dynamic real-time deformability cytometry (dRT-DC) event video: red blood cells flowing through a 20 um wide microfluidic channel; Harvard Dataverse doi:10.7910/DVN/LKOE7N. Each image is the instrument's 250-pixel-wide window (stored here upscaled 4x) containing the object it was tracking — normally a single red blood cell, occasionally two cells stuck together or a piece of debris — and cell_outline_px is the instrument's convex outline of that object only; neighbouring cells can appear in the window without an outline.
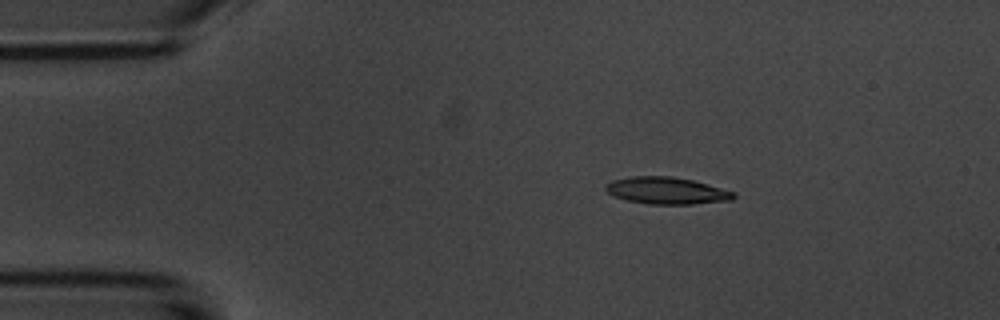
{"species": "common noctule bat (a hibernating species)", "species_latin": "Nyctalus noctula", "temperature_condition": "room temperature", "stored_images_in_passage": 5, "camera_frame_rate_fps": 3000, "um_per_image_px": 0.085, "animal": {"sex": "male", "body_mass_g": 20.1, "forearm_length_mm": 53.5}, "frame": {"image": 1, "passage_image": 2, "time_ms": 1.333, "image_size_px": [1000, 320], "cell_outline_px": [[736, 196], [732, 200], [692, 204], [648, 204], [628, 200], [616, 196], [608, 192], [604, 188], [612, 180], [632, 176], [672, 176], [692, 180], [708, 184], [736, 192]], "centroid_in_image_um": [56.71, 16.2], "position_along_channel_um": 28.3, "area_um2": 20.0}}
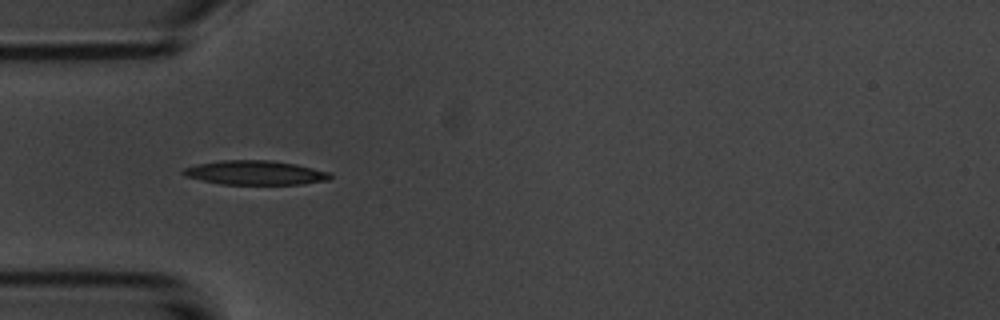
{"frame": {"image": 2, "passage_image": 4, "time_ms": 3.667, "image_size_px": [1000, 320], "cell_outline_px": [[332, 176], [328, 180], [300, 184], [220, 184], [184, 176], [180, 172], [184, 168], [196, 164], [220, 160], [272, 160], [296, 164], [328, 172]], "centroid_in_image_um": [21.64, 14.67], "position_along_channel_um": 63.4, "area_um2": 20.69}}